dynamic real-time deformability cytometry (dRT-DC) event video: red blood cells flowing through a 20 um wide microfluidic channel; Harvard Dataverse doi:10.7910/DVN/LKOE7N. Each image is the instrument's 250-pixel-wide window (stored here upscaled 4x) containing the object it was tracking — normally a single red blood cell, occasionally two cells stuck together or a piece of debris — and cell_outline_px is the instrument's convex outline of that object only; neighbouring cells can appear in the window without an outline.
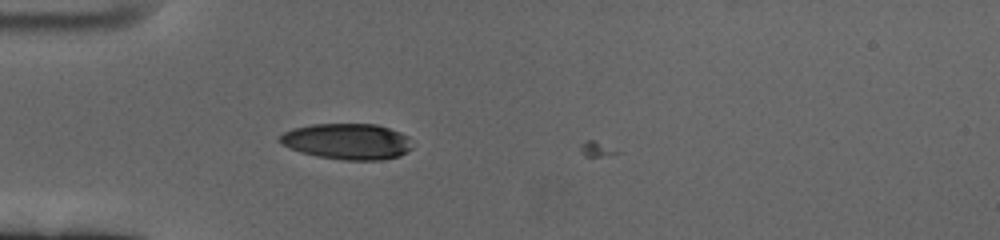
{"species": "human", "species_latin": "Homo sapiens", "temperature_condition": "cold", "stored_images_in_passage": 14, "camera_frame_rate_fps": 3000, "um_per_image_px": 0.085, "donor": {"sex": "female"}, "frame": {"image": 1, "passage_image": 1, "time_ms": 0.0, "image_size_px": [1000, 240], "cell_outline_px": [[412, 148], [400, 156], [380, 160], [344, 160], [320, 156], [300, 152], [280, 144], [280, 136], [284, 132], [296, 128], [312, 124], [376, 124], [400, 132], [408, 136]], "centroid_in_image_um": [29.54, 12.02], "position_along_channel_um": 55.5, "area_um2": 27.57}}
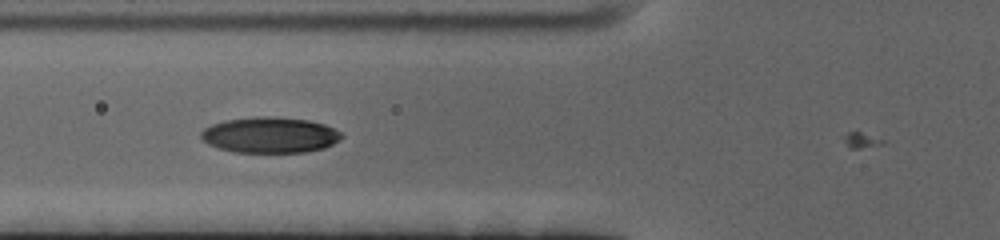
{"frame": {"image": 2, "passage_image": 6, "time_ms": 1.667, "image_size_px": [1000, 240], "cell_outline_px": [[344, 136], [340, 140], [324, 148], [304, 152], [236, 152], [220, 148], [208, 144], [200, 136], [200, 132], [204, 128], [212, 124], [224, 120], [256, 116], [276, 116], [308, 120], [324, 124], [340, 132]], "centroid_in_image_um": [22.94, 11.46], "position_along_channel_um": 102.9, "area_um2": 29.36}}
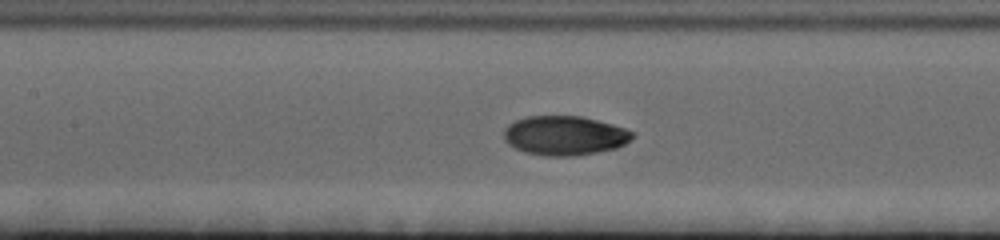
{"frame": {"image": 3, "passage_image": 11, "time_ms": 3.333, "image_size_px": [1000, 240], "cell_outline_px": [[636, 136], [632, 140], [616, 148], [596, 152], [572, 156], [548, 156], [524, 152], [508, 144], [504, 140], [504, 128], [508, 124], [516, 120], [528, 116], [580, 116], [612, 124], [636, 132]], "centroid_in_image_um": [48.01, 11.52], "position_along_channel_um": 159.4, "area_um2": 29.54}}